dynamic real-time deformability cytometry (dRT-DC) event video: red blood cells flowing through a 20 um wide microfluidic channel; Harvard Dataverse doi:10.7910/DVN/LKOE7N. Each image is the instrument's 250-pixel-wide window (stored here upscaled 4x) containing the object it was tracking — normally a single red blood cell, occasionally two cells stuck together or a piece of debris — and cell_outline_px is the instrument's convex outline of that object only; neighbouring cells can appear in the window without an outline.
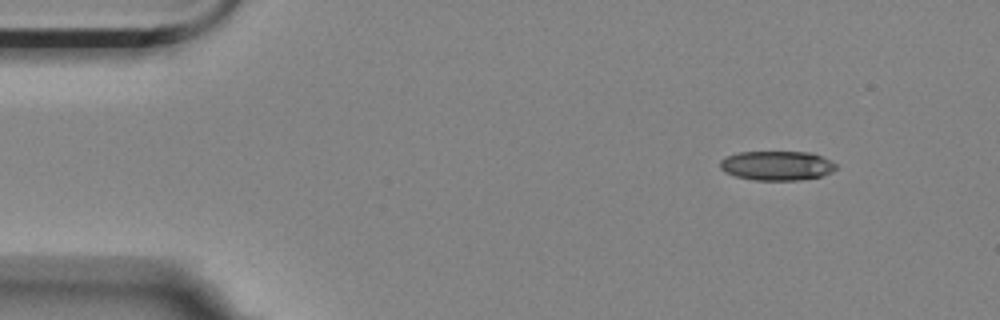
{"species": "Egyptian fruit bat (a non-hibernating species)", "species_latin": "Rousettus aegyptiacus", "temperature_condition": "room temperature", "stored_images_in_passage": 8, "camera_frame_rate_fps": 3000, "um_per_image_px": 0.085, "animal": {"sex": "female"}, "frame": {"image": 1, "passage_image": 1, "time_ms": 0.0, "image_size_px": [1000, 320], "cell_outline_px": [[836, 168], [832, 172], [820, 176], [800, 180], [756, 180], [736, 176], [724, 172], [720, 168], [720, 160], [728, 156], [740, 152], [812, 152], [836, 164]], "centroid_in_image_um": [66.02, 14.08], "position_along_channel_um": 19.0, "area_um2": 19.71}}
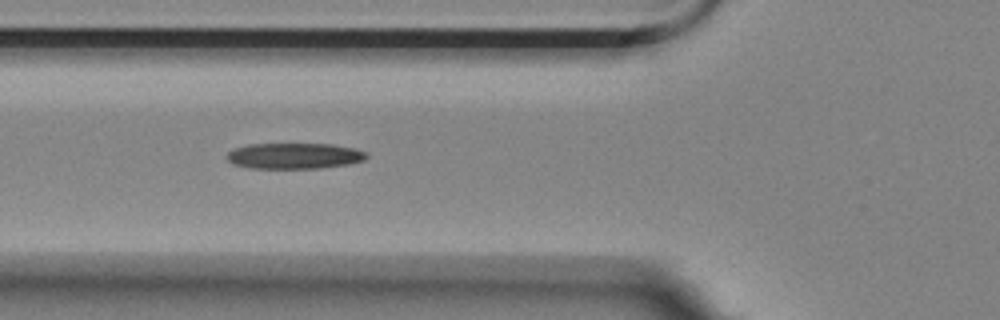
{"frame": {"image": 2, "passage_image": 5, "time_ms": 1.333, "image_size_px": [1000, 320], "cell_outline_px": [[368, 156], [364, 160], [348, 164], [320, 168], [248, 168], [232, 164], [224, 156], [232, 148], [248, 144], [332, 144], [352, 148], [364, 152]], "centroid_in_image_um": [24.93, 13.25], "position_along_channel_um": 100.9, "area_um2": 21.1}}
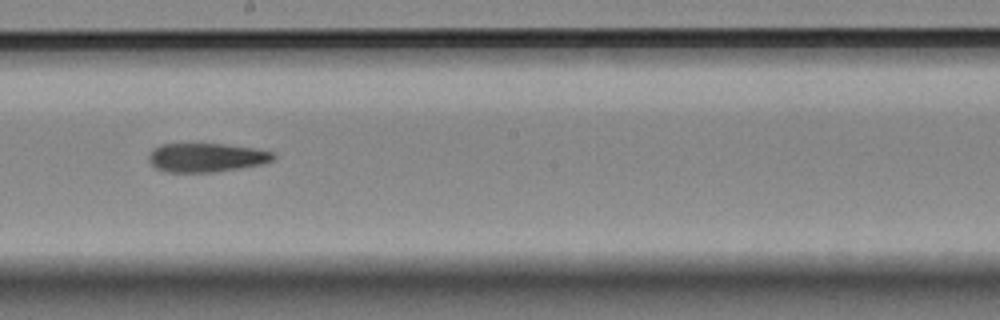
{"frame": {"image": 3, "passage_image": 8, "time_ms": 2.333, "image_size_px": [1000, 320], "cell_outline_px": [[276, 156], [272, 160], [264, 164], [240, 168], [212, 172], [168, 172], [156, 168], [152, 164], [148, 156], [152, 148], [160, 144], [224, 144], [252, 148], [272, 152]], "centroid_in_image_um": [17.53, 13.39], "position_along_channel_um": 230.7, "area_um2": 20.87}}